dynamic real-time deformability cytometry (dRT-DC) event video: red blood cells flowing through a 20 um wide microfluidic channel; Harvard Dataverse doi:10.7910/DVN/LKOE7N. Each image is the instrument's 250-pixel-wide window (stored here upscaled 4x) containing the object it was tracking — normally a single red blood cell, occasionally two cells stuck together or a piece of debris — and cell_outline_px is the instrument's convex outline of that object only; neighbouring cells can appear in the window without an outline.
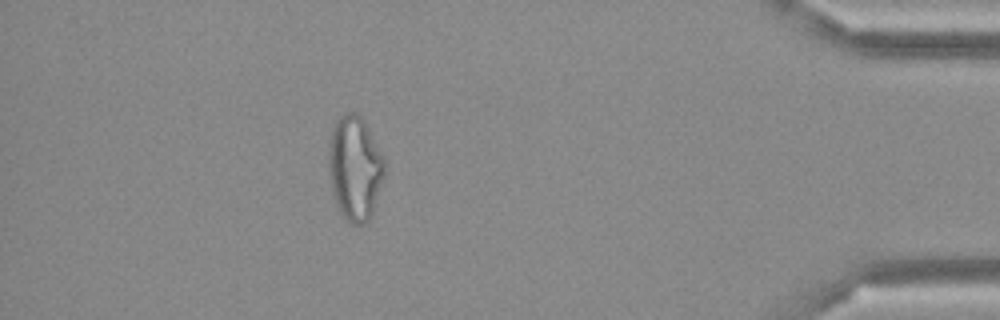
{"species": "Egyptian fruit bat (a non-hibernating species)", "species_latin": "Rousettus aegyptiacus", "temperature_condition": "cold", "stored_images_in_passage": 34, "camera_frame_rate_fps": 3000, "um_per_image_px": 0.085, "frame": {"image": 1, "passage_image": 29, "time_ms": 9.333, "image_size_px": [1000, 320], "cell_outline_px": [[384, 176], [372, 212], [368, 220], [364, 224], [352, 224], [340, 216], [336, 208], [332, 192], [328, 172], [328, 148], [332, 128], [336, 120], [344, 112], [356, 112], [360, 116], [368, 128], [384, 156]], "centroid_in_image_um": [30.13, 14.3], "position_along_channel_um": 405.1, "area_um2": 34.39}}